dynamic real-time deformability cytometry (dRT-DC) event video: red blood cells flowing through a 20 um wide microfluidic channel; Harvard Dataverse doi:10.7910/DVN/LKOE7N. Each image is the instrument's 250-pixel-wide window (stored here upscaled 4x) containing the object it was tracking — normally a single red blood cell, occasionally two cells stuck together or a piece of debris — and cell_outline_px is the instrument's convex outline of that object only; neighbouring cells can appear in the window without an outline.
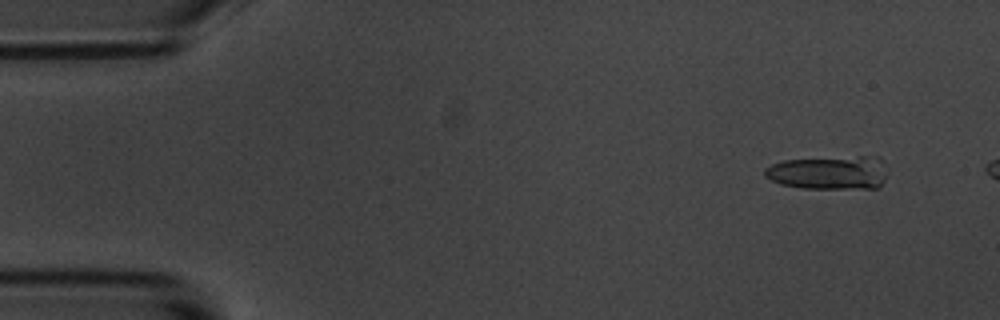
{"species": "common noctule bat (a hibernating species)", "species_latin": "Nyctalus noctula", "temperature_condition": "room temperature", "stored_images_in_passage": 7, "camera_frame_rate_fps": 3000, "um_per_image_px": 0.085, "animal": {"sex": "male", "body_mass_g": 20.1, "forearm_length_mm": 53.5}, "frame": {"image": 1, "passage_image": 2, "time_ms": 1.333, "image_size_px": [1000, 320], "cell_outline_px": [[884, 180], [880, 188], [800, 188], [780, 184], [764, 176], [764, 168], [772, 164], [784, 160], [856, 156], [880, 156], [884, 160]], "centroid_in_image_um": [70.47, 14.66], "position_along_channel_um": 14.5, "area_um2": 24.22}}